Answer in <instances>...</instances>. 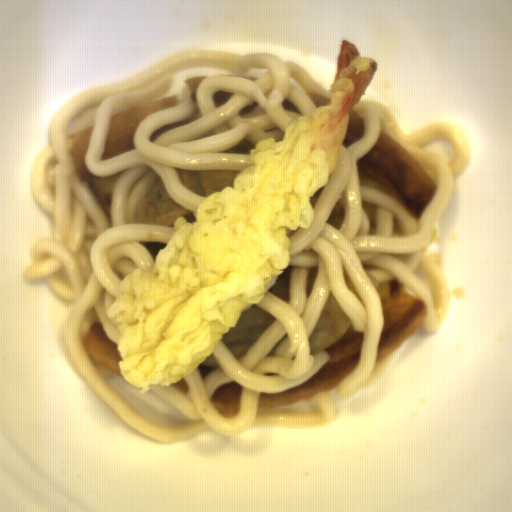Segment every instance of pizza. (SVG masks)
I'll use <instances>...</instances> for the list:
<instances>
[{
	"label": "pizza",
	"mask_w": 512,
	"mask_h": 512,
	"mask_svg": "<svg viewBox=\"0 0 512 512\" xmlns=\"http://www.w3.org/2000/svg\"><path fill=\"white\" fill-rule=\"evenodd\" d=\"M358 166L391 192L405 212L417 220L438 189L404 146L382 130L375 147L358 160Z\"/></svg>",
	"instance_id": "obj_1"
},
{
	"label": "pizza",
	"mask_w": 512,
	"mask_h": 512,
	"mask_svg": "<svg viewBox=\"0 0 512 512\" xmlns=\"http://www.w3.org/2000/svg\"><path fill=\"white\" fill-rule=\"evenodd\" d=\"M363 335L364 332L356 331L350 324L341 337L324 348L327 361L309 381L284 392H260L257 414L301 402H315L317 392L328 391L359 364Z\"/></svg>",
	"instance_id": "obj_2"
},
{
	"label": "pizza",
	"mask_w": 512,
	"mask_h": 512,
	"mask_svg": "<svg viewBox=\"0 0 512 512\" xmlns=\"http://www.w3.org/2000/svg\"><path fill=\"white\" fill-rule=\"evenodd\" d=\"M388 290L389 296L380 297L383 321L377 345L378 362L400 349L424 325L422 299L395 280L389 282Z\"/></svg>",
	"instance_id": "obj_3"
},
{
	"label": "pizza",
	"mask_w": 512,
	"mask_h": 512,
	"mask_svg": "<svg viewBox=\"0 0 512 512\" xmlns=\"http://www.w3.org/2000/svg\"><path fill=\"white\" fill-rule=\"evenodd\" d=\"M175 96L164 94L160 99L132 106L112 114L105 140L103 158H114L135 148V132L142 122L159 110L179 105Z\"/></svg>",
	"instance_id": "obj_4"
},
{
	"label": "pizza",
	"mask_w": 512,
	"mask_h": 512,
	"mask_svg": "<svg viewBox=\"0 0 512 512\" xmlns=\"http://www.w3.org/2000/svg\"><path fill=\"white\" fill-rule=\"evenodd\" d=\"M93 128L94 123L89 128L76 130L67 138L69 153L79 179L84 180L90 188L101 206L110 227H113L110 208L113 197L114 179L122 170L105 178H98L89 171L87 168L86 154Z\"/></svg>",
	"instance_id": "obj_5"
},
{
	"label": "pizza",
	"mask_w": 512,
	"mask_h": 512,
	"mask_svg": "<svg viewBox=\"0 0 512 512\" xmlns=\"http://www.w3.org/2000/svg\"><path fill=\"white\" fill-rule=\"evenodd\" d=\"M84 350L100 365L109 371L122 376L118 348L106 337L101 323L95 322L89 328L83 340Z\"/></svg>",
	"instance_id": "obj_6"
},
{
	"label": "pizza",
	"mask_w": 512,
	"mask_h": 512,
	"mask_svg": "<svg viewBox=\"0 0 512 512\" xmlns=\"http://www.w3.org/2000/svg\"><path fill=\"white\" fill-rule=\"evenodd\" d=\"M242 386L235 382L215 387L210 402L225 418L236 417L240 411Z\"/></svg>",
	"instance_id": "obj_7"
},
{
	"label": "pizza",
	"mask_w": 512,
	"mask_h": 512,
	"mask_svg": "<svg viewBox=\"0 0 512 512\" xmlns=\"http://www.w3.org/2000/svg\"><path fill=\"white\" fill-rule=\"evenodd\" d=\"M208 77H210V76H200L199 75V76L191 77L189 79L184 80V85L189 91V100H193L194 107H195V110H194L192 116L189 117L188 119L184 120L181 123L166 125V126L162 127L161 129L155 131L149 140H151L153 142L157 137H159L165 131H168L170 129H173L175 127L183 125L185 123L200 119L201 111H200V108H199V105L197 102L196 91H197L200 83L202 81H204L205 79H207Z\"/></svg>",
	"instance_id": "obj_8"
},
{
	"label": "pizza",
	"mask_w": 512,
	"mask_h": 512,
	"mask_svg": "<svg viewBox=\"0 0 512 512\" xmlns=\"http://www.w3.org/2000/svg\"><path fill=\"white\" fill-rule=\"evenodd\" d=\"M365 125L363 117H359L357 113L351 110L348 121L344 141L342 143L343 148H348L357 140L361 139L364 135Z\"/></svg>",
	"instance_id": "obj_9"
},
{
	"label": "pizza",
	"mask_w": 512,
	"mask_h": 512,
	"mask_svg": "<svg viewBox=\"0 0 512 512\" xmlns=\"http://www.w3.org/2000/svg\"><path fill=\"white\" fill-rule=\"evenodd\" d=\"M232 94L233 93H224L221 90L217 91L215 93V95L212 97L213 104L215 105V107H218V108L221 107L222 105H224L225 103H227L229 101Z\"/></svg>",
	"instance_id": "obj_10"
},
{
	"label": "pizza",
	"mask_w": 512,
	"mask_h": 512,
	"mask_svg": "<svg viewBox=\"0 0 512 512\" xmlns=\"http://www.w3.org/2000/svg\"><path fill=\"white\" fill-rule=\"evenodd\" d=\"M282 107L286 108L287 110H293V111L298 112V110L290 104V102L287 98L282 101Z\"/></svg>",
	"instance_id": "obj_11"
}]
</instances>
